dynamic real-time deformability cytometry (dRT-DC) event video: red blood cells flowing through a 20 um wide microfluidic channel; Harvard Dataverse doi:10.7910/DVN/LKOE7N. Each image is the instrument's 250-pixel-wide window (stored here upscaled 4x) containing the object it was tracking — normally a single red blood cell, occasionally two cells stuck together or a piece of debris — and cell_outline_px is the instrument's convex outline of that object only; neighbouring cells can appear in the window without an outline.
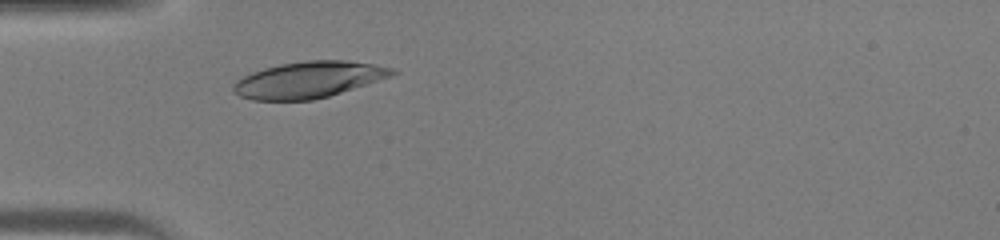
{"species": "human", "species_latin": "Homo sapiens", "temperature_condition": "warm", "stored_images_in_passage": 25, "camera_frame_rate_fps": 3000, "um_per_image_px": 0.085, "donor": {"sex": "male"}, "frame": {"image": 1, "passage_image": 1, "time_ms": 0.0, "image_size_px": [1000, 240], "cell_outline_px": [[396, 72], [388, 76], [328, 96], [312, 100], [252, 100], [240, 96], [232, 88], [232, 84], [236, 80], [252, 72], [264, 68], [280, 64], [308, 60], [348, 60], [396, 68]], "centroid_in_image_um": [26.17, 6.77], "position_along_channel_um": 58.8, "area_um2": 33.12}}
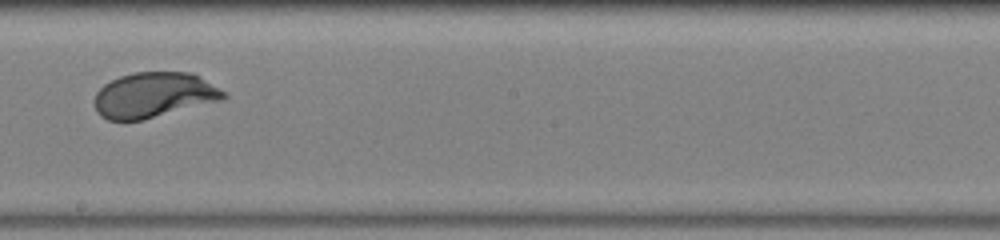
{"frame": {"image": 2, "passage_image": 13, "time_ms": 4.0, "image_size_px": [1000, 240], "cell_outline_px": [[228, 96], [224, 100], [144, 120], [108, 120], [100, 116], [96, 112], [96, 92], [104, 84], [120, 76], [136, 72], [192, 72], [228, 92]], "centroid_in_image_um": [13.14, 8.08], "position_along_channel_um": 235.1, "area_um2": 34.39}}
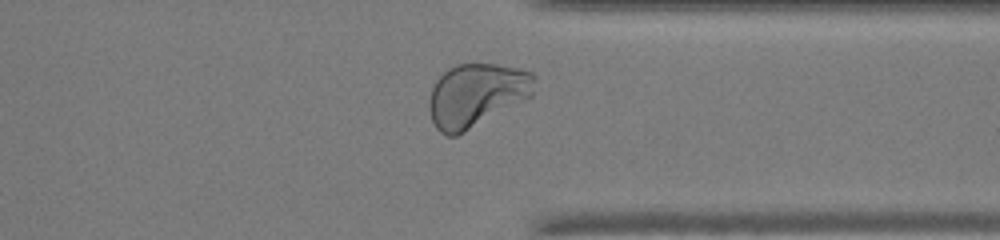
{"frame": {"image": 3, "passage_image": 22, "time_ms": 7.0, "image_size_px": [1000, 240], "cell_outline_px": [[536, 76], [532, 96], [464, 132], [456, 136], [448, 136], [440, 132], [436, 128], [432, 120], [428, 108], [428, 100], [432, 88], [436, 80], [448, 68], [456, 64], [496, 64], [516, 68], [532, 72]], "centroid_in_image_um": [40.48, 8.08], "position_along_channel_um": 370.9, "area_um2": 38.84}}